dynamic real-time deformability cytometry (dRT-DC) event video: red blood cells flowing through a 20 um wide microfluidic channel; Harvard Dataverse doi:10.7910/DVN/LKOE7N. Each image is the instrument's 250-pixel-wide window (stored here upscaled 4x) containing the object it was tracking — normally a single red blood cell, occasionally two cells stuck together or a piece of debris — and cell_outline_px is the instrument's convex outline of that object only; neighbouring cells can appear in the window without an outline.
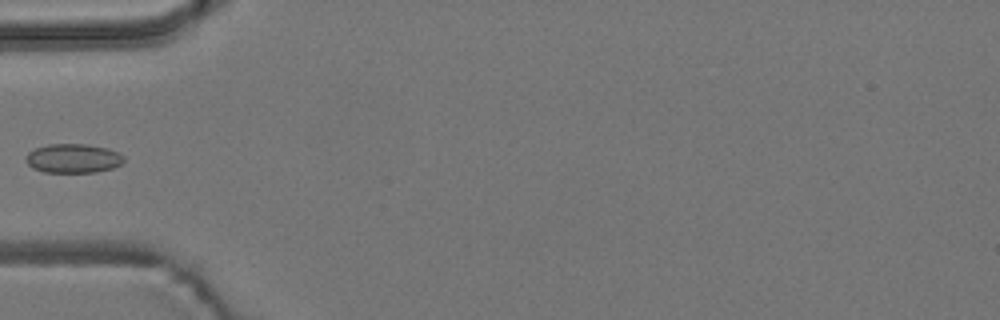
{"species": "common noctule bat (a hibernating species)", "species_latin": "Nyctalus noctula", "temperature_condition": "room temperature", "stored_images_in_passage": 5, "camera_frame_rate_fps": 3000, "um_per_image_px": 0.085, "animal": {"sex": "male", "body_mass_g": 19.2, "forearm_length_mm": 51.8}, "frame": {"image": 1, "passage_image": 5, "time_ms": 4.667, "image_size_px": [1000, 320], "cell_outline_px": [[124, 160], [120, 164], [112, 168], [96, 172], [44, 172], [32, 168], [28, 164], [28, 152], [36, 148], [48, 144], [88, 144], [108, 148], [124, 156]], "centroid_in_image_um": [6.24, 13.46], "position_along_channel_um": 78.8, "area_um2": 16.47}}